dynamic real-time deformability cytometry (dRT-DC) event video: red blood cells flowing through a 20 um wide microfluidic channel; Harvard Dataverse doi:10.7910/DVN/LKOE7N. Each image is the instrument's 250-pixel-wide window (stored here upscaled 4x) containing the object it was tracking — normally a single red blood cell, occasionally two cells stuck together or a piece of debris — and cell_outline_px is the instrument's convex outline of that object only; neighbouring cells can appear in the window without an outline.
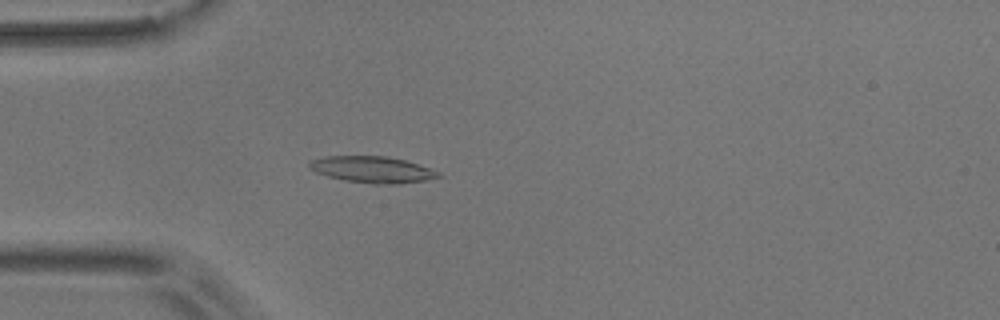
{"species": "common noctule bat (a hibernating species)", "species_latin": "Nyctalus noctula", "temperature_condition": "room temperature", "stored_images_in_passage": 54, "camera_frame_rate_fps": 3000, "um_per_image_px": 0.085, "animal": {"sex": "male", "body_mass_g": 17.9}, "frame": {"image": 1, "passage_image": 14, "time_ms": 4.333, "image_size_px": [1000, 320], "cell_outline_px": [[444, 176], [424, 180], [400, 184], [372, 184], [344, 180], [328, 176], [316, 172], [308, 168], [308, 164], [312, 160], [324, 156], [388, 156], [404, 160], [440, 172]], "centroid_in_image_um": [31.64, 14.41], "position_along_channel_um": 53.4, "area_um2": 19.83}}
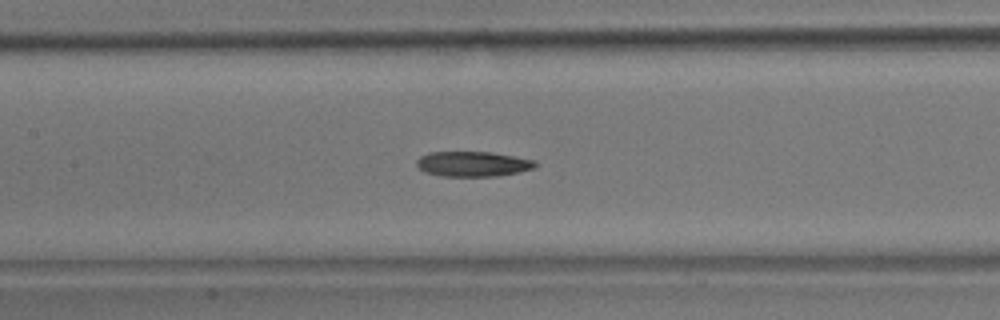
{"frame": {"image": 2, "passage_image": 24, "time_ms": 7.667, "image_size_px": [1000, 320], "cell_outline_px": [[540, 164], [536, 168], [520, 172], [500, 176], [440, 176], [424, 172], [416, 164], [416, 160], [420, 156], [428, 152], [492, 152], [536, 160]], "centroid_in_image_um": [40.24, 13.94], "position_along_channel_um": 167.2, "area_um2": 17.69}}
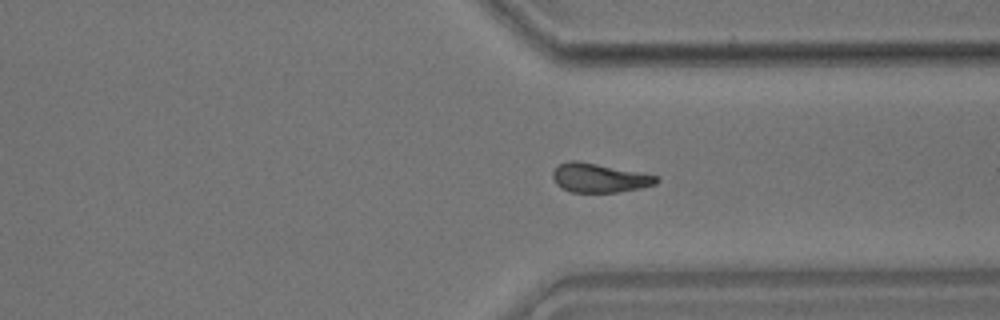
{"frame": {"image": 3, "passage_image": 40, "time_ms": 13.0, "image_size_px": [1000, 320], "cell_outline_px": [[660, 180], [656, 184], [640, 188], [616, 192], [572, 192], [556, 184], [552, 180], [552, 172], [560, 164], [568, 160], [576, 160], [660, 176]], "centroid_in_image_um": [50.95, 15.12], "position_along_channel_um": 360.5, "area_um2": 17.46}}